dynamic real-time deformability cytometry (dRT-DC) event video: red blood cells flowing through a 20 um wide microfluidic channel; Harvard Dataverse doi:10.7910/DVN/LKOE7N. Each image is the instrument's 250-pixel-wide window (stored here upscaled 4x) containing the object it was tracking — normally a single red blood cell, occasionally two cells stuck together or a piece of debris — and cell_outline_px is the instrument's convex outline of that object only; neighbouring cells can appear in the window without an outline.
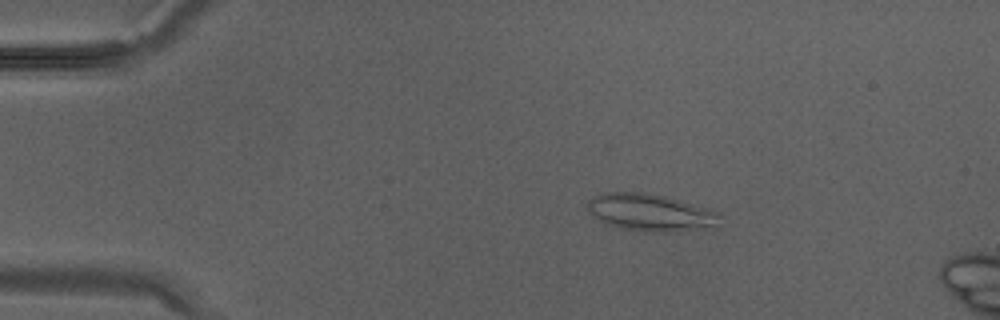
{"species": "Egyptian fruit bat (a non-hibernating species)", "species_latin": "Rousettus aegyptiacus", "temperature_condition": "warm", "stored_images_in_passage": 35, "camera_frame_rate_fps": 3000, "um_per_image_px": 0.085, "animal": {"sex": "male"}, "frame": {"image": 1, "passage_image": 6, "time_ms": 1.667, "image_size_px": [1000, 320], "cell_outline_px": [[720, 228], [676, 232], [648, 232], [624, 228], [608, 224], [600, 220], [588, 212], [584, 204], [588, 200], [600, 192], [644, 192], [664, 196], [712, 208], [720, 212]], "centroid_in_image_um": [55.37, 18.07], "position_along_channel_um": 29.6, "area_um2": 29.54}}
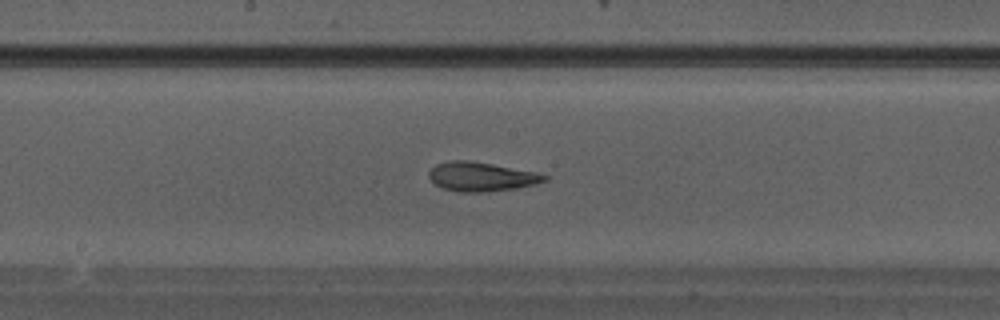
{"frame": {"image": 2, "passage_image": 18, "time_ms": 5.667, "image_size_px": [1000, 320], "cell_outline_px": [[548, 180], [536, 184], [516, 188], [484, 192], [460, 192], [444, 188], [436, 184], [428, 176], [428, 172], [436, 164], [452, 160], [468, 160], [492, 164], [536, 172], [548, 176]], "centroid_in_image_um": [40.93, 15.01], "position_along_channel_um": 207.3, "area_um2": 19.48}}
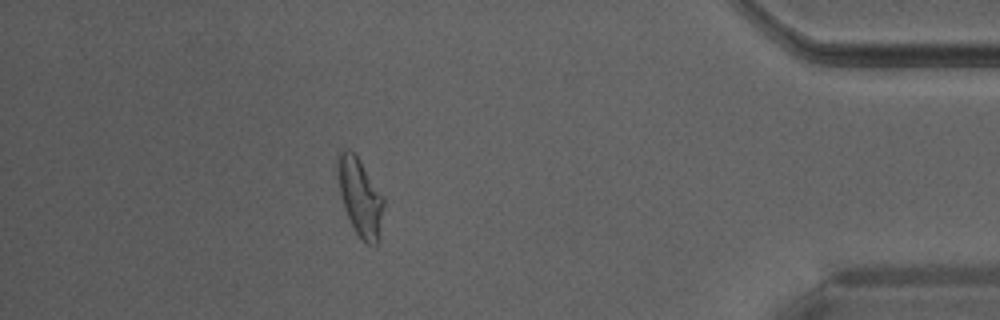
{"frame": {"image": 3, "passage_image": 30, "time_ms": 9.667, "image_size_px": [1000, 320], "cell_outline_px": [[384, 204], [376, 244], [364, 244], [356, 232], [344, 208], [340, 196], [336, 176], [336, 152], [344, 148], [348, 148], [356, 156], [384, 196]], "centroid_in_image_um": [30.54, 16.67], "position_along_channel_um": 404.7, "area_um2": 20.81}}